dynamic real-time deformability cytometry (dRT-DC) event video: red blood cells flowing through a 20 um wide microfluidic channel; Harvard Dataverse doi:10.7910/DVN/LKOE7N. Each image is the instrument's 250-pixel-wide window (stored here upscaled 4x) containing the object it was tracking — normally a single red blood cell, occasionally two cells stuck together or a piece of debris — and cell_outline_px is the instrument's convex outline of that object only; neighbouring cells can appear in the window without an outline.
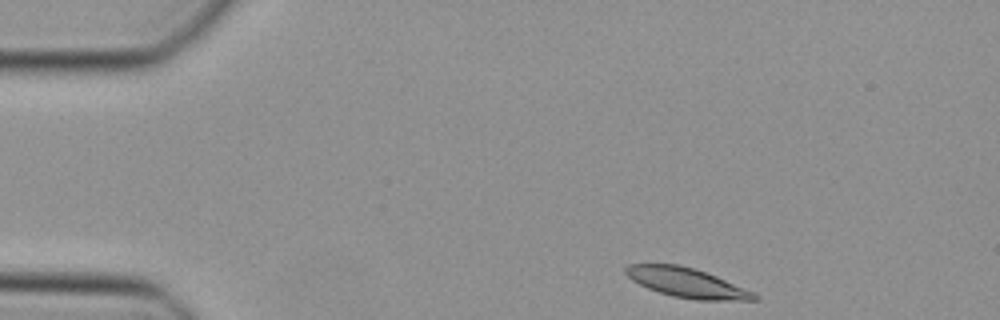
{"species": "Egyptian fruit bat (a non-hibernating species)", "species_latin": "Rousettus aegyptiacus", "temperature_condition": "cold", "stored_images_in_passage": 41, "camera_frame_rate_fps": 3000, "um_per_image_px": 0.085, "animal": {"sex": "female"}, "frame": {"image": 1, "passage_image": 1, "time_ms": 0.0, "image_size_px": [1000, 320], "cell_outline_px": [[756, 300], [696, 300], [672, 296], [648, 288], [632, 280], [624, 272], [624, 268], [628, 264], [680, 264], [716, 276], [744, 288], [752, 292], [756, 296]], "centroid_in_image_um": [58.32, 24.02], "position_along_channel_um": 26.7, "area_um2": 21.73}}
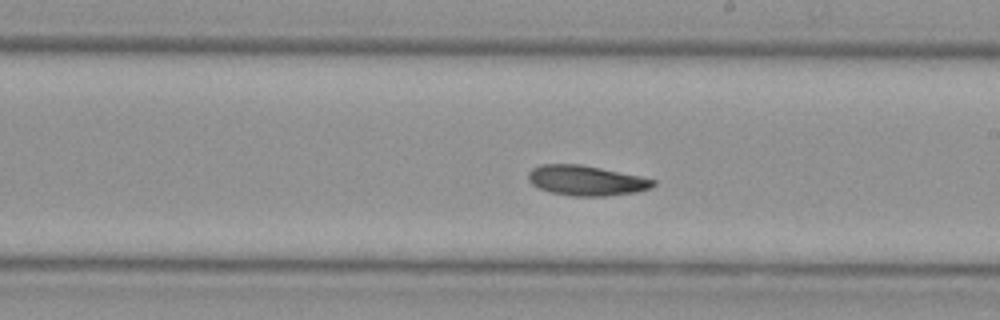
{"frame": {"image": 2, "passage_image": 21, "time_ms": 6.667, "image_size_px": [1000, 320], "cell_outline_px": [[656, 184], [652, 188], [636, 192], [608, 196], [572, 196], [552, 192], [540, 188], [532, 184], [528, 180], [528, 172], [532, 168], [540, 164], [580, 164], [640, 176], [656, 180]], "centroid_in_image_um": [49.84, 15.34], "position_along_channel_um": 239.2, "area_um2": 21.91}}
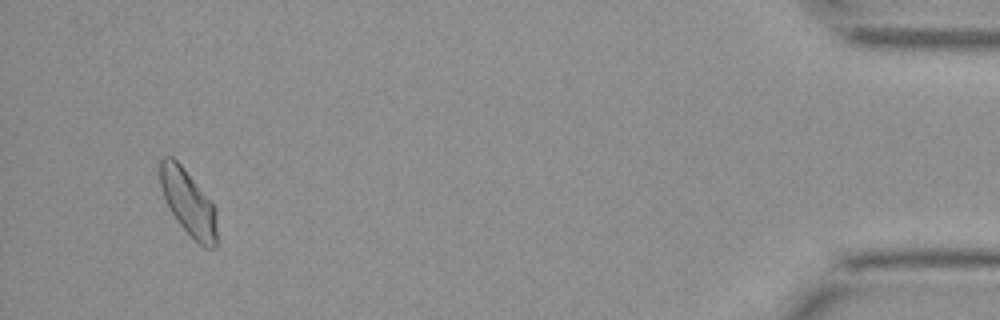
{"frame": {"image": 3, "passage_image": 39, "time_ms": 12.667, "image_size_px": [1000, 320], "cell_outline_px": [[216, 248], [204, 248], [176, 220], [164, 196], [160, 184], [160, 160], [164, 156], [172, 156], [180, 164], [216, 208]], "centroid_in_image_um": [16.01, 17.22], "position_along_channel_um": 419.2, "area_um2": 21.15}}